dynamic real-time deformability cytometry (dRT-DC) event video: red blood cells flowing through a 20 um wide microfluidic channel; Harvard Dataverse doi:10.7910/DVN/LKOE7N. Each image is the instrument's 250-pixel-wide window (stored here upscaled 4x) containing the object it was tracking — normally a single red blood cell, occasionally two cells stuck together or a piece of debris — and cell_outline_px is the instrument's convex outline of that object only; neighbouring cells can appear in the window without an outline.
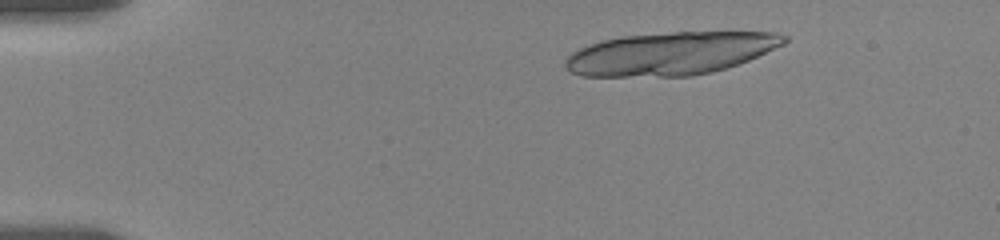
{"species": "human", "species_latin": "Homo sapiens", "temperature_condition": "room temperature", "stored_images_in_passage": 17, "camera_frame_rate_fps": 3000, "um_per_image_px": 0.085, "donor": {"sex": "female"}, "frame": {"image": 1, "passage_image": 1, "time_ms": 0.0, "image_size_px": [1000, 240], "cell_outline_px": [[788, 40], [784, 44], [748, 60], [712, 72], [692, 76], [580, 76], [564, 68], [564, 60], [572, 52], [580, 48], [604, 40], [620, 36], [672, 32], [776, 32], [788, 36]], "centroid_in_image_um": [56.99, 4.54], "position_along_channel_um": 28.0, "area_um2": 54.51}}